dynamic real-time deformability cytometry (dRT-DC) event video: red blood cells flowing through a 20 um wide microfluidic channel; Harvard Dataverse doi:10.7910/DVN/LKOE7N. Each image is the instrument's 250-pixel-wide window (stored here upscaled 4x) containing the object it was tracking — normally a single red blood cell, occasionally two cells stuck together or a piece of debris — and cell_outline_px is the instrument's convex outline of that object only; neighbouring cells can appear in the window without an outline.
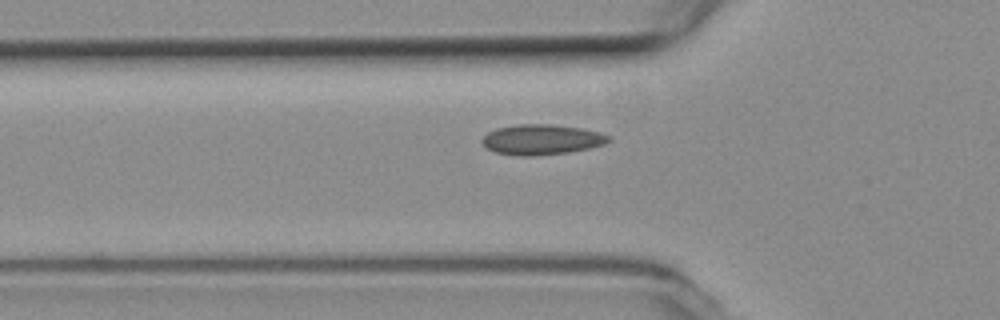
{"species": "common noctule bat (a hibernating species)", "species_latin": "Nyctalus noctula", "temperature_condition": "room temperature", "stored_images_in_passage": 41, "camera_frame_rate_fps": 3000, "um_per_image_px": 0.085, "animal": {"sex": "female", "body_mass_g": 19.3, "forearm_length_mm": 54.1}, "frame": {"image": 1, "passage_image": 9, "time_ms": 2.667, "image_size_px": [1000, 320], "cell_outline_px": [[612, 140], [604, 144], [588, 148], [568, 152], [532, 156], [520, 156], [496, 152], [488, 148], [480, 140], [488, 132], [496, 128], [516, 124], [548, 124], [580, 128], [600, 132], [612, 136]], "centroid_in_image_um": [46.05, 11.85], "position_along_channel_um": 79.7, "area_um2": 22.25}}
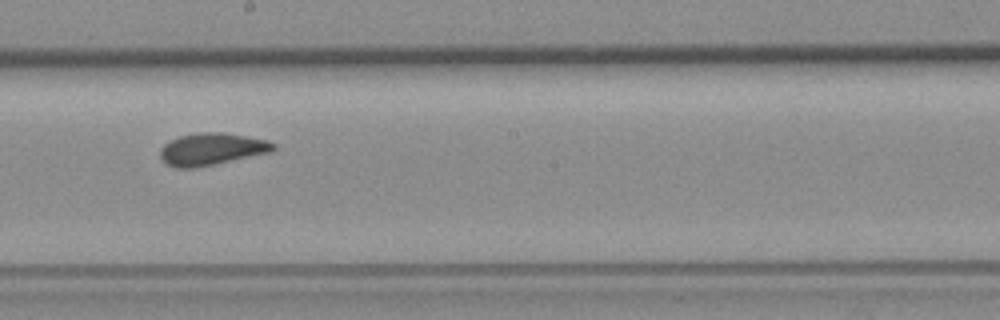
{"frame": {"image": 2, "passage_image": 21, "time_ms": 6.667, "image_size_px": [1000, 320], "cell_outline_px": [[276, 148], [272, 152], [192, 168], [176, 168], [168, 164], [160, 156], [160, 148], [164, 144], [180, 136], [200, 132], [224, 132], [248, 136], [268, 140], [276, 144]], "centroid_in_image_um": [18.03, 12.66], "position_along_channel_um": 230.2, "area_um2": 21.04}}
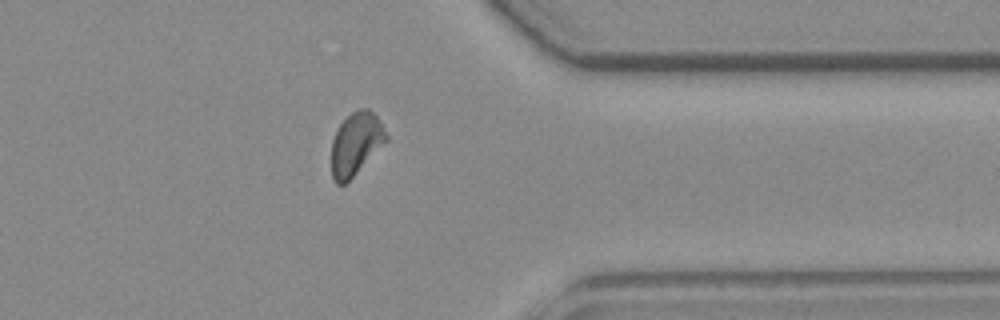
{"frame": {"image": 3, "passage_image": 34, "time_ms": 11.0, "image_size_px": [1000, 320], "cell_outline_px": [[388, 140], [344, 184], [336, 184], [332, 176], [332, 140], [340, 124], [352, 112], [360, 108], [368, 108], [376, 116], [388, 136]], "centroid_in_image_um": [30.24, 12.2], "position_along_channel_um": 381.2, "area_um2": 19.48}, "authors_computed_cell_mechanics": {"area_um2": 20.6346, "velocity_mm_per_s": 3.7457, "shape_relaxation_time_tau1_ms": null, "shape_relaxation_time_tau2_ms": 1.4641, "deformation_change_tau1": null, "deformation_change_tau2": 0.0492}}